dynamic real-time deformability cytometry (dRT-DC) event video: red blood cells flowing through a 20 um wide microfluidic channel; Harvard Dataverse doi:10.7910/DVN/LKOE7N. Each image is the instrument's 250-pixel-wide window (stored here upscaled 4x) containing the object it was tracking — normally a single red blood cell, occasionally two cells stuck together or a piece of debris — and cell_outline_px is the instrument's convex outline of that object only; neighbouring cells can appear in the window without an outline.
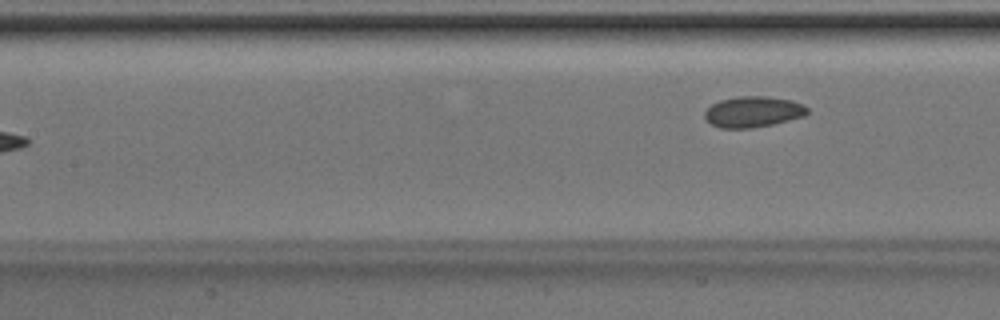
{"species": "Egyptian fruit bat (a non-hibernating species)", "species_latin": "Rousettus aegyptiacus", "temperature_condition": "room temperature", "stored_images_in_passage": 5, "camera_frame_rate_fps": 3000, "um_per_image_px": 0.085, "animal": {"sex": "male"}, "frame": {"image": 1, "passage_image": 5, "time_ms": 1.333, "image_size_px": [1000, 320], "cell_outline_px": [[808, 112], [804, 116], [772, 124], [752, 128], [720, 128], [712, 124], [704, 116], [704, 112], [712, 104], [720, 100], [740, 96], [768, 96], [788, 100], [804, 104], [808, 108]], "centroid_in_image_um": [64.01, 9.5], "position_along_channel_um": 143.4, "area_um2": 18.32}}